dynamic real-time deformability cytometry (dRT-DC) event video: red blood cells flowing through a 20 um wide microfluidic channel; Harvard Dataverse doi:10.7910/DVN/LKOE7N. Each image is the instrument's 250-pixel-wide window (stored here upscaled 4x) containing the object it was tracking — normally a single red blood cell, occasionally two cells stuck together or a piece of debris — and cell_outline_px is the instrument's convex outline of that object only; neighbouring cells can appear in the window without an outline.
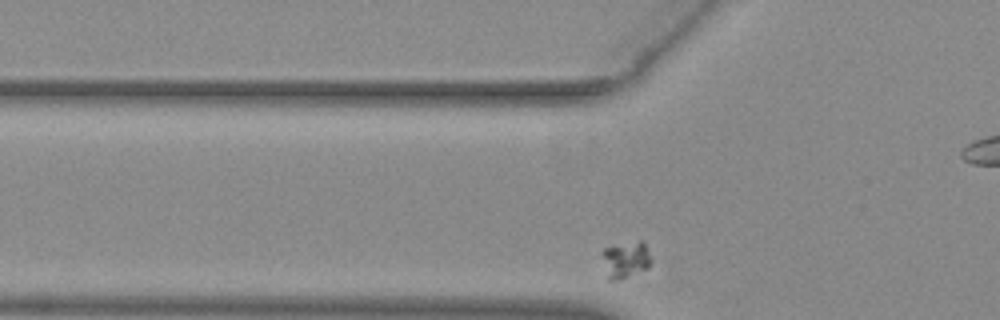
{"species": "common noctule bat (a hibernating species)", "species_latin": "Nyctalus noctula", "temperature_condition": "warm", "stored_images_in_passage": 39, "segment_of_instrument_passage": [1, 2], "camera_frame_rate_fps": 3000, "um_per_image_px": 0.085, "animal": {"sex": "female", "body_mass_g": 29.2, "forearm_length_mm": 56.3}, "frame": {"image": 1, "passage_image": 10, "time_ms": 3.0, "image_size_px": [1000, 320], "cell_outline_px": [[648, 268], [616, 280], [608, 280], [600, 252], [604, 248], [640, 240], [644, 240], [648, 256]], "centroid_in_image_um": [53.11, 22.06], "position_along_channel_um": 72.7, "area_um2": 10.12}}
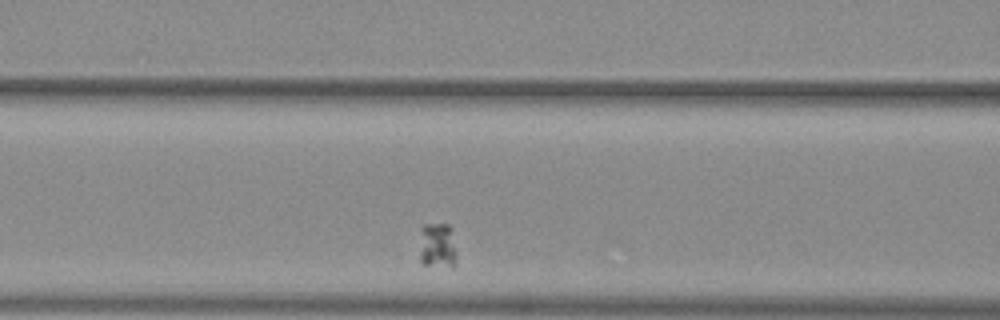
{"frame": {"image": 2, "passage_image": 15, "time_ms": 4.667, "image_size_px": [1000, 320], "cell_outline_px": [[456, 264], [452, 268], [424, 264], [420, 260], [420, 228], [424, 224], [448, 224], [452, 228], [456, 256]], "centroid_in_image_um": [37.19, 20.87], "position_along_channel_um": 129.4, "area_um2": 10.17}}